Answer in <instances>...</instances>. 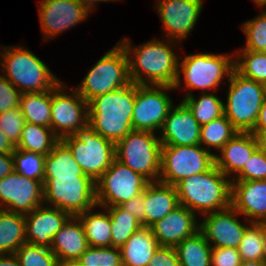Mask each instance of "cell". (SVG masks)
<instances>
[{
    "label": "cell",
    "instance_id": "836d02e7",
    "mask_svg": "<svg viewBox=\"0 0 266 266\" xmlns=\"http://www.w3.org/2000/svg\"><path fill=\"white\" fill-rule=\"evenodd\" d=\"M182 102L189 108L200 126L224 115V103L213 94L205 92L196 99L188 92Z\"/></svg>",
    "mask_w": 266,
    "mask_h": 266
},
{
    "label": "cell",
    "instance_id": "6da1fadb",
    "mask_svg": "<svg viewBox=\"0 0 266 266\" xmlns=\"http://www.w3.org/2000/svg\"><path fill=\"white\" fill-rule=\"evenodd\" d=\"M120 44L128 55L129 77L131 82L140 85H166L174 87L179 73L178 56L169 43L151 40L141 46L131 47L129 40ZM129 42V43H128ZM133 52L134 60L129 55ZM131 52V53H130ZM143 75L145 78H143Z\"/></svg>",
    "mask_w": 266,
    "mask_h": 266
},
{
    "label": "cell",
    "instance_id": "74e56055",
    "mask_svg": "<svg viewBox=\"0 0 266 266\" xmlns=\"http://www.w3.org/2000/svg\"><path fill=\"white\" fill-rule=\"evenodd\" d=\"M12 156L16 172L25 177L43 181L45 156L18 149L14 150Z\"/></svg>",
    "mask_w": 266,
    "mask_h": 266
},
{
    "label": "cell",
    "instance_id": "9f6ffc18",
    "mask_svg": "<svg viewBox=\"0 0 266 266\" xmlns=\"http://www.w3.org/2000/svg\"><path fill=\"white\" fill-rule=\"evenodd\" d=\"M239 266H266L264 261H242Z\"/></svg>",
    "mask_w": 266,
    "mask_h": 266
},
{
    "label": "cell",
    "instance_id": "d6986e66",
    "mask_svg": "<svg viewBox=\"0 0 266 266\" xmlns=\"http://www.w3.org/2000/svg\"><path fill=\"white\" fill-rule=\"evenodd\" d=\"M43 206L40 205L24 215L26 243L50 248L54 235L60 231L71 215L53 206L51 208Z\"/></svg>",
    "mask_w": 266,
    "mask_h": 266
},
{
    "label": "cell",
    "instance_id": "7c38bea8",
    "mask_svg": "<svg viewBox=\"0 0 266 266\" xmlns=\"http://www.w3.org/2000/svg\"><path fill=\"white\" fill-rule=\"evenodd\" d=\"M229 55L218 54H194L187 55L184 60L179 63V73L176 79L174 89H177L181 84L180 71L184 74L186 88L216 90L220 84L222 77L225 75L230 77L234 68V60ZM181 66V70H180Z\"/></svg>",
    "mask_w": 266,
    "mask_h": 266
},
{
    "label": "cell",
    "instance_id": "60d3db41",
    "mask_svg": "<svg viewBox=\"0 0 266 266\" xmlns=\"http://www.w3.org/2000/svg\"><path fill=\"white\" fill-rule=\"evenodd\" d=\"M241 27L246 34L244 49L263 53L266 50V11Z\"/></svg>",
    "mask_w": 266,
    "mask_h": 266
},
{
    "label": "cell",
    "instance_id": "5bb4252c",
    "mask_svg": "<svg viewBox=\"0 0 266 266\" xmlns=\"http://www.w3.org/2000/svg\"><path fill=\"white\" fill-rule=\"evenodd\" d=\"M63 87L60 81L51 90V129L58 139L73 135L87 126L89 118L88 103L76 89L69 96L63 92Z\"/></svg>",
    "mask_w": 266,
    "mask_h": 266
},
{
    "label": "cell",
    "instance_id": "f546056e",
    "mask_svg": "<svg viewBox=\"0 0 266 266\" xmlns=\"http://www.w3.org/2000/svg\"><path fill=\"white\" fill-rule=\"evenodd\" d=\"M91 209L77 215L81 221L88 245L91 247H111V220L110 215L104 212L93 213Z\"/></svg>",
    "mask_w": 266,
    "mask_h": 266
},
{
    "label": "cell",
    "instance_id": "ffe728a7",
    "mask_svg": "<svg viewBox=\"0 0 266 266\" xmlns=\"http://www.w3.org/2000/svg\"><path fill=\"white\" fill-rule=\"evenodd\" d=\"M200 132L201 126L181 101L169 110L159 138L162 146H190L200 144Z\"/></svg>",
    "mask_w": 266,
    "mask_h": 266
},
{
    "label": "cell",
    "instance_id": "7dc6e473",
    "mask_svg": "<svg viewBox=\"0 0 266 266\" xmlns=\"http://www.w3.org/2000/svg\"><path fill=\"white\" fill-rule=\"evenodd\" d=\"M119 207L132 214L141 224L145 227V201L144 191L138 196L133 197L131 200L119 205Z\"/></svg>",
    "mask_w": 266,
    "mask_h": 266
},
{
    "label": "cell",
    "instance_id": "f6af8a7d",
    "mask_svg": "<svg viewBox=\"0 0 266 266\" xmlns=\"http://www.w3.org/2000/svg\"><path fill=\"white\" fill-rule=\"evenodd\" d=\"M241 263V255L237 248H212L211 266H239Z\"/></svg>",
    "mask_w": 266,
    "mask_h": 266
},
{
    "label": "cell",
    "instance_id": "5b68a950",
    "mask_svg": "<svg viewBox=\"0 0 266 266\" xmlns=\"http://www.w3.org/2000/svg\"><path fill=\"white\" fill-rule=\"evenodd\" d=\"M228 81L224 115L238 132H252L266 98L265 85L242 76L235 69Z\"/></svg>",
    "mask_w": 266,
    "mask_h": 266
},
{
    "label": "cell",
    "instance_id": "681fc988",
    "mask_svg": "<svg viewBox=\"0 0 266 266\" xmlns=\"http://www.w3.org/2000/svg\"><path fill=\"white\" fill-rule=\"evenodd\" d=\"M253 134H266V98L263 101L262 107L259 111Z\"/></svg>",
    "mask_w": 266,
    "mask_h": 266
},
{
    "label": "cell",
    "instance_id": "ba28073f",
    "mask_svg": "<svg viewBox=\"0 0 266 266\" xmlns=\"http://www.w3.org/2000/svg\"><path fill=\"white\" fill-rule=\"evenodd\" d=\"M86 176L96 182L115 159V144L88 124L73 135L61 139Z\"/></svg>",
    "mask_w": 266,
    "mask_h": 266
},
{
    "label": "cell",
    "instance_id": "2e32d148",
    "mask_svg": "<svg viewBox=\"0 0 266 266\" xmlns=\"http://www.w3.org/2000/svg\"><path fill=\"white\" fill-rule=\"evenodd\" d=\"M157 5L165 34L177 42L193 29L202 10L201 0H160ZM175 39V40H174Z\"/></svg>",
    "mask_w": 266,
    "mask_h": 266
},
{
    "label": "cell",
    "instance_id": "3957f363",
    "mask_svg": "<svg viewBox=\"0 0 266 266\" xmlns=\"http://www.w3.org/2000/svg\"><path fill=\"white\" fill-rule=\"evenodd\" d=\"M231 182L214 164L208 171L183 179L175 187L181 205L206 216L231 206Z\"/></svg>",
    "mask_w": 266,
    "mask_h": 266
},
{
    "label": "cell",
    "instance_id": "44dd1931",
    "mask_svg": "<svg viewBox=\"0 0 266 266\" xmlns=\"http://www.w3.org/2000/svg\"><path fill=\"white\" fill-rule=\"evenodd\" d=\"M196 221L195 213L180 204L150 228L160 246L176 247L200 230Z\"/></svg>",
    "mask_w": 266,
    "mask_h": 266
},
{
    "label": "cell",
    "instance_id": "4316f807",
    "mask_svg": "<svg viewBox=\"0 0 266 266\" xmlns=\"http://www.w3.org/2000/svg\"><path fill=\"white\" fill-rule=\"evenodd\" d=\"M88 177L76 162L69 147L59 139L44 159L43 178Z\"/></svg>",
    "mask_w": 266,
    "mask_h": 266
},
{
    "label": "cell",
    "instance_id": "db71d44e",
    "mask_svg": "<svg viewBox=\"0 0 266 266\" xmlns=\"http://www.w3.org/2000/svg\"><path fill=\"white\" fill-rule=\"evenodd\" d=\"M257 137L258 148L266 155V134H254Z\"/></svg>",
    "mask_w": 266,
    "mask_h": 266
},
{
    "label": "cell",
    "instance_id": "ac0fdd59",
    "mask_svg": "<svg viewBox=\"0 0 266 266\" xmlns=\"http://www.w3.org/2000/svg\"><path fill=\"white\" fill-rule=\"evenodd\" d=\"M239 213L229 206L226 209L207 213L206 218L200 224V231L205 235L208 243H214V247L238 248L243 238L245 229L237 219Z\"/></svg>",
    "mask_w": 266,
    "mask_h": 266
},
{
    "label": "cell",
    "instance_id": "f5cc1de1",
    "mask_svg": "<svg viewBox=\"0 0 266 266\" xmlns=\"http://www.w3.org/2000/svg\"><path fill=\"white\" fill-rule=\"evenodd\" d=\"M260 226L261 236H262V244H263V261L266 263V220L257 222Z\"/></svg>",
    "mask_w": 266,
    "mask_h": 266
},
{
    "label": "cell",
    "instance_id": "277c9868",
    "mask_svg": "<svg viewBox=\"0 0 266 266\" xmlns=\"http://www.w3.org/2000/svg\"><path fill=\"white\" fill-rule=\"evenodd\" d=\"M16 48V49H15ZM9 47L2 51L4 77L21 93L51 91L60 81L28 49Z\"/></svg>",
    "mask_w": 266,
    "mask_h": 266
},
{
    "label": "cell",
    "instance_id": "8d00e7d4",
    "mask_svg": "<svg viewBox=\"0 0 266 266\" xmlns=\"http://www.w3.org/2000/svg\"><path fill=\"white\" fill-rule=\"evenodd\" d=\"M73 266H123L120 248L89 246Z\"/></svg>",
    "mask_w": 266,
    "mask_h": 266
},
{
    "label": "cell",
    "instance_id": "9a60e30c",
    "mask_svg": "<svg viewBox=\"0 0 266 266\" xmlns=\"http://www.w3.org/2000/svg\"><path fill=\"white\" fill-rule=\"evenodd\" d=\"M43 181L25 177L15 170L0 179V207L9 212L27 214L42 205Z\"/></svg>",
    "mask_w": 266,
    "mask_h": 266
},
{
    "label": "cell",
    "instance_id": "d590c367",
    "mask_svg": "<svg viewBox=\"0 0 266 266\" xmlns=\"http://www.w3.org/2000/svg\"><path fill=\"white\" fill-rule=\"evenodd\" d=\"M234 68L242 76L266 85V54L264 52L243 49L234 59Z\"/></svg>",
    "mask_w": 266,
    "mask_h": 266
},
{
    "label": "cell",
    "instance_id": "8fae6325",
    "mask_svg": "<svg viewBox=\"0 0 266 266\" xmlns=\"http://www.w3.org/2000/svg\"><path fill=\"white\" fill-rule=\"evenodd\" d=\"M149 181L141 174L114 159L111 166L95 182L96 205L119 206L143 193Z\"/></svg>",
    "mask_w": 266,
    "mask_h": 266
},
{
    "label": "cell",
    "instance_id": "e575fe53",
    "mask_svg": "<svg viewBox=\"0 0 266 266\" xmlns=\"http://www.w3.org/2000/svg\"><path fill=\"white\" fill-rule=\"evenodd\" d=\"M238 131L233 127L229 119L222 115L205 125L201 126L200 145L203 143L208 147L220 149L236 134Z\"/></svg>",
    "mask_w": 266,
    "mask_h": 266
},
{
    "label": "cell",
    "instance_id": "d4e9b609",
    "mask_svg": "<svg viewBox=\"0 0 266 266\" xmlns=\"http://www.w3.org/2000/svg\"><path fill=\"white\" fill-rule=\"evenodd\" d=\"M144 201L145 227H151L180 205L176 187L160 181L147 184Z\"/></svg>",
    "mask_w": 266,
    "mask_h": 266
},
{
    "label": "cell",
    "instance_id": "ab89813d",
    "mask_svg": "<svg viewBox=\"0 0 266 266\" xmlns=\"http://www.w3.org/2000/svg\"><path fill=\"white\" fill-rule=\"evenodd\" d=\"M237 249L242 261H263L262 236L257 223H250V226L245 229Z\"/></svg>",
    "mask_w": 266,
    "mask_h": 266
},
{
    "label": "cell",
    "instance_id": "7a4b0ae2",
    "mask_svg": "<svg viewBox=\"0 0 266 266\" xmlns=\"http://www.w3.org/2000/svg\"><path fill=\"white\" fill-rule=\"evenodd\" d=\"M134 104V82L123 88L96 96L88 102V124L96 133L116 144L133 130Z\"/></svg>",
    "mask_w": 266,
    "mask_h": 266
},
{
    "label": "cell",
    "instance_id": "484cf974",
    "mask_svg": "<svg viewBox=\"0 0 266 266\" xmlns=\"http://www.w3.org/2000/svg\"><path fill=\"white\" fill-rule=\"evenodd\" d=\"M150 227H141L120 248L123 266H148L159 248Z\"/></svg>",
    "mask_w": 266,
    "mask_h": 266
},
{
    "label": "cell",
    "instance_id": "8992f818",
    "mask_svg": "<svg viewBox=\"0 0 266 266\" xmlns=\"http://www.w3.org/2000/svg\"><path fill=\"white\" fill-rule=\"evenodd\" d=\"M161 147L153 132L132 130L115 144V159L149 182H156L161 172Z\"/></svg>",
    "mask_w": 266,
    "mask_h": 266
},
{
    "label": "cell",
    "instance_id": "4fadbf2b",
    "mask_svg": "<svg viewBox=\"0 0 266 266\" xmlns=\"http://www.w3.org/2000/svg\"><path fill=\"white\" fill-rule=\"evenodd\" d=\"M155 87V88H154ZM174 87L166 85L135 84V104L132 114L133 130L149 131L161 130L172 100L165 90Z\"/></svg>",
    "mask_w": 266,
    "mask_h": 266
},
{
    "label": "cell",
    "instance_id": "30bf717a",
    "mask_svg": "<svg viewBox=\"0 0 266 266\" xmlns=\"http://www.w3.org/2000/svg\"><path fill=\"white\" fill-rule=\"evenodd\" d=\"M215 154L200 144L162 146L159 181L176 186L181 180L208 171L215 164Z\"/></svg>",
    "mask_w": 266,
    "mask_h": 266
},
{
    "label": "cell",
    "instance_id": "7bdbcfd3",
    "mask_svg": "<svg viewBox=\"0 0 266 266\" xmlns=\"http://www.w3.org/2000/svg\"><path fill=\"white\" fill-rule=\"evenodd\" d=\"M235 180H266V155L257 148Z\"/></svg>",
    "mask_w": 266,
    "mask_h": 266
},
{
    "label": "cell",
    "instance_id": "c3c4849f",
    "mask_svg": "<svg viewBox=\"0 0 266 266\" xmlns=\"http://www.w3.org/2000/svg\"><path fill=\"white\" fill-rule=\"evenodd\" d=\"M14 171L12 154L0 153V179Z\"/></svg>",
    "mask_w": 266,
    "mask_h": 266
},
{
    "label": "cell",
    "instance_id": "52a82bcc",
    "mask_svg": "<svg viewBox=\"0 0 266 266\" xmlns=\"http://www.w3.org/2000/svg\"><path fill=\"white\" fill-rule=\"evenodd\" d=\"M130 83L128 55L123 46L117 44L99 59L75 89L88 103L96 96L123 88Z\"/></svg>",
    "mask_w": 266,
    "mask_h": 266
},
{
    "label": "cell",
    "instance_id": "7402d4cb",
    "mask_svg": "<svg viewBox=\"0 0 266 266\" xmlns=\"http://www.w3.org/2000/svg\"><path fill=\"white\" fill-rule=\"evenodd\" d=\"M231 206L250 223L266 220V180L232 181Z\"/></svg>",
    "mask_w": 266,
    "mask_h": 266
},
{
    "label": "cell",
    "instance_id": "603a6c76",
    "mask_svg": "<svg viewBox=\"0 0 266 266\" xmlns=\"http://www.w3.org/2000/svg\"><path fill=\"white\" fill-rule=\"evenodd\" d=\"M84 227L77 216H71L56 233L51 242V251L61 266H70L88 249Z\"/></svg>",
    "mask_w": 266,
    "mask_h": 266
},
{
    "label": "cell",
    "instance_id": "83f0119b",
    "mask_svg": "<svg viewBox=\"0 0 266 266\" xmlns=\"http://www.w3.org/2000/svg\"><path fill=\"white\" fill-rule=\"evenodd\" d=\"M26 243L24 214L0 210V255L15 254Z\"/></svg>",
    "mask_w": 266,
    "mask_h": 266
},
{
    "label": "cell",
    "instance_id": "d6a6232c",
    "mask_svg": "<svg viewBox=\"0 0 266 266\" xmlns=\"http://www.w3.org/2000/svg\"><path fill=\"white\" fill-rule=\"evenodd\" d=\"M106 209L111 220V247L121 248L134 232L143 226L132 214L119 206L105 207Z\"/></svg>",
    "mask_w": 266,
    "mask_h": 266
},
{
    "label": "cell",
    "instance_id": "9c48e42d",
    "mask_svg": "<svg viewBox=\"0 0 266 266\" xmlns=\"http://www.w3.org/2000/svg\"><path fill=\"white\" fill-rule=\"evenodd\" d=\"M71 216L96 206V184L90 177L43 178V202Z\"/></svg>",
    "mask_w": 266,
    "mask_h": 266
},
{
    "label": "cell",
    "instance_id": "f35d334b",
    "mask_svg": "<svg viewBox=\"0 0 266 266\" xmlns=\"http://www.w3.org/2000/svg\"><path fill=\"white\" fill-rule=\"evenodd\" d=\"M15 256L21 266H61L51 249L42 246L25 243L16 250Z\"/></svg>",
    "mask_w": 266,
    "mask_h": 266
},
{
    "label": "cell",
    "instance_id": "f1b7e54d",
    "mask_svg": "<svg viewBox=\"0 0 266 266\" xmlns=\"http://www.w3.org/2000/svg\"><path fill=\"white\" fill-rule=\"evenodd\" d=\"M175 249L181 266H211L212 247L200 230Z\"/></svg>",
    "mask_w": 266,
    "mask_h": 266
},
{
    "label": "cell",
    "instance_id": "4dcf8cb0",
    "mask_svg": "<svg viewBox=\"0 0 266 266\" xmlns=\"http://www.w3.org/2000/svg\"><path fill=\"white\" fill-rule=\"evenodd\" d=\"M20 109L25 122L51 127V91L22 93Z\"/></svg>",
    "mask_w": 266,
    "mask_h": 266
},
{
    "label": "cell",
    "instance_id": "b9f144b4",
    "mask_svg": "<svg viewBox=\"0 0 266 266\" xmlns=\"http://www.w3.org/2000/svg\"><path fill=\"white\" fill-rule=\"evenodd\" d=\"M24 125L25 119L20 107L0 113V129L15 147L21 140Z\"/></svg>",
    "mask_w": 266,
    "mask_h": 266
},
{
    "label": "cell",
    "instance_id": "e0dca14e",
    "mask_svg": "<svg viewBox=\"0 0 266 266\" xmlns=\"http://www.w3.org/2000/svg\"><path fill=\"white\" fill-rule=\"evenodd\" d=\"M39 18L46 39L82 22L90 11L76 0H42Z\"/></svg>",
    "mask_w": 266,
    "mask_h": 266
},
{
    "label": "cell",
    "instance_id": "816d5d0a",
    "mask_svg": "<svg viewBox=\"0 0 266 266\" xmlns=\"http://www.w3.org/2000/svg\"><path fill=\"white\" fill-rule=\"evenodd\" d=\"M0 266H21L19 260L15 254H9L7 257L6 254L0 255Z\"/></svg>",
    "mask_w": 266,
    "mask_h": 266
},
{
    "label": "cell",
    "instance_id": "ee69618b",
    "mask_svg": "<svg viewBox=\"0 0 266 266\" xmlns=\"http://www.w3.org/2000/svg\"><path fill=\"white\" fill-rule=\"evenodd\" d=\"M21 95L3 75L0 76V113L20 107Z\"/></svg>",
    "mask_w": 266,
    "mask_h": 266
},
{
    "label": "cell",
    "instance_id": "cb8c5ba5",
    "mask_svg": "<svg viewBox=\"0 0 266 266\" xmlns=\"http://www.w3.org/2000/svg\"><path fill=\"white\" fill-rule=\"evenodd\" d=\"M257 148V137L252 132H238L220 149L221 157L215 155V166L227 177L238 174Z\"/></svg>",
    "mask_w": 266,
    "mask_h": 266
},
{
    "label": "cell",
    "instance_id": "6f0895ef",
    "mask_svg": "<svg viewBox=\"0 0 266 266\" xmlns=\"http://www.w3.org/2000/svg\"><path fill=\"white\" fill-rule=\"evenodd\" d=\"M254 2L257 4V6L262 7L266 5V0H254Z\"/></svg>",
    "mask_w": 266,
    "mask_h": 266
},
{
    "label": "cell",
    "instance_id": "f907efd6",
    "mask_svg": "<svg viewBox=\"0 0 266 266\" xmlns=\"http://www.w3.org/2000/svg\"><path fill=\"white\" fill-rule=\"evenodd\" d=\"M16 147L11 141L4 135L0 129V153L12 154Z\"/></svg>",
    "mask_w": 266,
    "mask_h": 266
},
{
    "label": "cell",
    "instance_id": "bcb514c9",
    "mask_svg": "<svg viewBox=\"0 0 266 266\" xmlns=\"http://www.w3.org/2000/svg\"><path fill=\"white\" fill-rule=\"evenodd\" d=\"M148 266H181L175 247L159 246Z\"/></svg>",
    "mask_w": 266,
    "mask_h": 266
},
{
    "label": "cell",
    "instance_id": "11a10c76",
    "mask_svg": "<svg viewBox=\"0 0 266 266\" xmlns=\"http://www.w3.org/2000/svg\"><path fill=\"white\" fill-rule=\"evenodd\" d=\"M76 1L85 6L91 12L92 7H94L93 3L95 4V2H100V1L108 2L111 0H76Z\"/></svg>",
    "mask_w": 266,
    "mask_h": 266
},
{
    "label": "cell",
    "instance_id": "1f68e13d",
    "mask_svg": "<svg viewBox=\"0 0 266 266\" xmlns=\"http://www.w3.org/2000/svg\"><path fill=\"white\" fill-rule=\"evenodd\" d=\"M58 140L51 127L25 122L21 140L16 149L46 156Z\"/></svg>",
    "mask_w": 266,
    "mask_h": 266
}]
</instances>
